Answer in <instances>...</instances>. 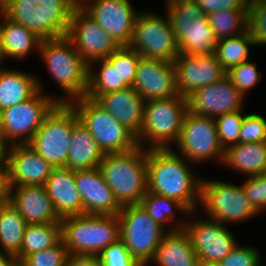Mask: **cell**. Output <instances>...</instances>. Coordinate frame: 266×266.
<instances>
[{"label": "cell", "instance_id": "obj_1", "mask_svg": "<svg viewBox=\"0 0 266 266\" xmlns=\"http://www.w3.org/2000/svg\"><path fill=\"white\" fill-rule=\"evenodd\" d=\"M183 160L173 149H147V192L174 199L193 213L202 179L195 178Z\"/></svg>", "mask_w": 266, "mask_h": 266}, {"label": "cell", "instance_id": "obj_2", "mask_svg": "<svg viewBox=\"0 0 266 266\" xmlns=\"http://www.w3.org/2000/svg\"><path fill=\"white\" fill-rule=\"evenodd\" d=\"M69 0H0V10L40 39L67 36L73 11Z\"/></svg>", "mask_w": 266, "mask_h": 266}, {"label": "cell", "instance_id": "obj_3", "mask_svg": "<svg viewBox=\"0 0 266 266\" xmlns=\"http://www.w3.org/2000/svg\"><path fill=\"white\" fill-rule=\"evenodd\" d=\"M99 169L121 206L140 204L147 193V150L143 146L105 154Z\"/></svg>", "mask_w": 266, "mask_h": 266}, {"label": "cell", "instance_id": "obj_4", "mask_svg": "<svg viewBox=\"0 0 266 266\" xmlns=\"http://www.w3.org/2000/svg\"><path fill=\"white\" fill-rule=\"evenodd\" d=\"M61 239L68 254L99 255L120 238L117 215L80 214L61 218Z\"/></svg>", "mask_w": 266, "mask_h": 266}, {"label": "cell", "instance_id": "obj_5", "mask_svg": "<svg viewBox=\"0 0 266 266\" xmlns=\"http://www.w3.org/2000/svg\"><path fill=\"white\" fill-rule=\"evenodd\" d=\"M38 50L54 80L71 97L68 103L86 96L89 64L67 36L44 39Z\"/></svg>", "mask_w": 266, "mask_h": 266}, {"label": "cell", "instance_id": "obj_6", "mask_svg": "<svg viewBox=\"0 0 266 266\" xmlns=\"http://www.w3.org/2000/svg\"><path fill=\"white\" fill-rule=\"evenodd\" d=\"M167 17L178 41L179 53L211 55L218 40L207 15L194 0H167Z\"/></svg>", "mask_w": 266, "mask_h": 266}, {"label": "cell", "instance_id": "obj_7", "mask_svg": "<svg viewBox=\"0 0 266 266\" xmlns=\"http://www.w3.org/2000/svg\"><path fill=\"white\" fill-rule=\"evenodd\" d=\"M187 112V97L181 95L145 102L138 145L147 140L149 149H172L170 142H177Z\"/></svg>", "mask_w": 266, "mask_h": 266}, {"label": "cell", "instance_id": "obj_8", "mask_svg": "<svg viewBox=\"0 0 266 266\" xmlns=\"http://www.w3.org/2000/svg\"><path fill=\"white\" fill-rule=\"evenodd\" d=\"M69 104L104 154L127 152L138 146L136 136L96 100L84 96Z\"/></svg>", "mask_w": 266, "mask_h": 266}, {"label": "cell", "instance_id": "obj_9", "mask_svg": "<svg viewBox=\"0 0 266 266\" xmlns=\"http://www.w3.org/2000/svg\"><path fill=\"white\" fill-rule=\"evenodd\" d=\"M41 92L39 89L26 101L0 111V138L7 147L28 144L50 112L59 103H68V99L52 98Z\"/></svg>", "mask_w": 266, "mask_h": 266}, {"label": "cell", "instance_id": "obj_10", "mask_svg": "<svg viewBox=\"0 0 266 266\" xmlns=\"http://www.w3.org/2000/svg\"><path fill=\"white\" fill-rule=\"evenodd\" d=\"M120 239L131 257L141 266L153 260L165 233V228L150 217L141 204L122 206L118 213Z\"/></svg>", "mask_w": 266, "mask_h": 266}, {"label": "cell", "instance_id": "obj_11", "mask_svg": "<svg viewBox=\"0 0 266 266\" xmlns=\"http://www.w3.org/2000/svg\"><path fill=\"white\" fill-rule=\"evenodd\" d=\"M128 46L142 57L165 62H173L179 55L176 34L167 15L164 20L151 12L137 15L132 39Z\"/></svg>", "mask_w": 266, "mask_h": 266}, {"label": "cell", "instance_id": "obj_12", "mask_svg": "<svg viewBox=\"0 0 266 266\" xmlns=\"http://www.w3.org/2000/svg\"><path fill=\"white\" fill-rule=\"evenodd\" d=\"M72 133V106L59 103L28 143L53 167H66Z\"/></svg>", "mask_w": 266, "mask_h": 266}, {"label": "cell", "instance_id": "obj_13", "mask_svg": "<svg viewBox=\"0 0 266 266\" xmlns=\"http://www.w3.org/2000/svg\"><path fill=\"white\" fill-rule=\"evenodd\" d=\"M201 204L209 219L224 224L254 217L258 212L249 202L241 186L223 181L202 180Z\"/></svg>", "mask_w": 266, "mask_h": 266}, {"label": "cell", "instance_id": "obj_14", "mask_svg": "<svg viewBox=\"0 0 266 266\" xmlns=\"http://www.w3.org/2000/svg\"><path fill=\"white\" fill-rule=\"evenodd\" d=\"M176 144L182 157L190 162L206 161L213 157L224 161L225 150L219 142L214 118L187 112Z\"/></svg>", "mask_w": 266, "mask_h": 266}, {"label": "cell", "instance_id": "obj_15", "mask_svg": "<svg viewBox=\"0 0 266 266\" xmlns=\"http://www.w3.org/2000/svg\"><path fill=\"white\" fill-rule=\"evenodd\" d=\"M67 37L89 65L107 58L120 47L117 41L81 8L73 11Z\"/></svg>", "mask_w": 266, "mask_h": 266}, {"label": "cell", "instance_id": "obj_16", "mask_svg": "<svg viewBox=\"0 0 266 266\" xmlns=\"http://www.w3.org/2000/svg\"><path fill=\"white\" fill-rule=\"evenodd\" d=\"M224 224L208 219L185 223L184 231L199 261L219 263L237 246L232 233Z\"/></svg>", "mask_w": 266, "mask_h": 266}, {"label": "cell", "instance_id": "obj_17", "mask_svg": "<svg viewBox=\"0 0 266 266\" xmlns=\"http://www.w3.org/2000/svg\"><path fill=\"white\" fill-rule=\"evenodd\" d=\"M244 96L227 75L218 82L194 90L187 96L188 112L204 117L242 110Z\"/></svg>", "mask_w": 266, "mask_h": 266}, {"label": "cell", "instance_id": "obj_18", "mask_svg": "<svg viewBox=\"0 0 266 266\" xmlns=\"http://www.w3.org/2000/svg\"><path fill=\"white\" fill-rule=\"evenodd\" d=\"M88 0L81 9L101 26L120 46L131 42L135 20L129 0Z\"/></svg>", "mask_w": 266, "mask_h": 266}, {"label": "cell", "instance_id": "obj_19", "mask_svg": "<svg viewBox=\"0 0 266 266\" xmlns=\"http://www.w3.org/2000/svg\"><path fill=\"white\" fill-rule=\"evenodd\" d=\"M176 86L181 96L187 97L194 90L214 84L227 75L214 54L191 55L179 53L173 61Z\"/></svg>", "mask_w": 266, "mask_h": 266}, {"label": "cell", "instance_id": "obj_20", "mask_svg": "<svg viewBox=\"0 0 266 266\" xmlns=\"http://www.w3.org/2000/svg\"><path fill=\"white\" fill-rule=\"evenodd\" d=\"M133 88L145 102L179 95L173 62L140 56Z\"/></svg>", "mask_w": 266, "mask_h": 266}, {"label": "cell", "instance_id": "obj_21", "mask_svg": "<svg viewBox=\"0 0 266 266\" xmlns=\"http://www.w3.org/2000/svg\"><path fill=\"white\" fill-rule=\"evenodd\" d=\"M6 160L11 187L45 185L54 168L28 144L8 146Z\"/></svg>", "mask_w": 266, "mask_h": 266}, {"label": "cell", "instance_id": "obj_22", "mask_svg": "<svg viewBox=\"0 0 266 266\" xmlns=\"http://www.w3.org/2000/svg\"><path fill=\"white\" fill-rule=\"evenodd\" d=\"M75 183L83 202L84 214L118 215L122 206L106 184L99 167L75 171Z\"/></svg>", "mask_w": 266, "mask_h": 266}, {"label": "cell", "instance_id": "obj_23", "mask_svg": "<svg viewBox=\"0 0 266 266\" xmlns=\"http://www.w3.org/2000/svg\"><path fill=\"white\" fill-rule=\"evenodd\" d=\"M9 203L27 224L61 222L44 185L11 187Z\"/></svg>", "mask_w": 266, "mask_h": 266}, {"label": "cell", "instance_id": "obj_24", "mask_svg": "<svg viewBox=\"0 0 266 266\" xmlns=\"http://www.w3.org/2000/svg\"><path fill=\"white\" fill-rule=\"evenodd\" d=\"M96 101L136 137L140 134L145 100L133 87L103 94Z\"/></svg>", "mask_w": 266, "mask_h": 266}, {"label": "cell", "instance_id": "obj_25", "mask_svg": "<svg viewBox=\"0 0 266 266\" xmlns=\"http://www.w3.org/2000/svg\"><path fill=\"white\" fill-rule=\"evenodd\" d=\"M44 186L60 218L84 214L75 183V171L67 167H54Z\"/></svg>", "mask_w": 266, "mask_h": 266}, {"label": "cell", "instance_id": "obj_26", "mask_svg": "<svg viewBox=\"0 0 266 266\" xmlns=\"http://www.w3.org/2000/svg\"><path fill=\"white\" fill-rule=\"evenodd\" d=\"M104 155L72 107V133L66 167L73 171L94 169L99 167Z\"/></svg>", "mask_w": 266, "mask_h": 266}, {"label": "cell", "instance_id": "obj_27", "mask_svg": "<svg viewBox=\"0 0 266 266\" xmlns=\"http://www.w3.org/2000/svg\"><path fill=\"white\" fill-rule=\"evenodd\" d=\"M185 223L179 222L163 236L153 259L157 266H198V255L184 231Z\"/></svg>", "mask_w": 266, "mask_h": 266}, {"label": "cell", "instance_id": "obj_28", "mask_svg": "<svg viewBox=\"0 0 266 266\" xmlns=\"http://www.w3.org/2000/svg\"><path fill=\"white\" fill-rule=\"evenodd\" d=\"M41 84L32 75L10 69H0V111L31 98Z\"/></svg>", "mask_w": 266, "mask_h": 266}, {"label": "cell", "instance_id": "obj_29", "mask_svg": "<svg viewBox=\"0 0 266 266\" xmlns=\"http://www.w3.org/2000/svg\"><path fill=\"white\" fill-rule=\"evenodd\" d=\"M223 164L249 177L266 173V142L238 143L228 147Z\"/></svg>", "mask_w": 266, "mask_h": 266}, {"label": "cell", "instance_id": "obj_30", "mask_svg": "<svg viewBox=\"0 0 266 266\" xmlns=\"http://www.w3.org/2000/svg\"><path fill=\"white\" fill-rule=\"evenodd\" d=\"M0 15L4 21L0 24L1 38L5 57L21 59L33 48L40 47V39L32 30L14 22L8 18L1 10Z\"/></svg>", "mask_w": 266, "mask_h": 266}, {"label": "cell", "instance_id": "obj_31", "mask_svg": "<svg viewBox=\"0 0 266 266\" xmlns=\"http://www.w3.org/2000/svg\"><path fill=\"white\" fill-rule=\"evenodd\" d=\"M26 227L27 223L10 203L0 206V245L18 261Z\"/></svg>", "mask_w": 266, "mask_h": 266}, {"label": "cell", "instance_id": "obj_32", "mask_svg": "<svg viewBox=\"0 0 266 266\" xmlns=\"http://www.w3.org/2000/svg\"><path fill=\"white\" fill-rule=\"evenodd\" d=\"M61 240V224H27L21 244L20 260L29 254L43 251Z\"/></svg>", "mask_w": 266, "mask_h": 266}, {"label": "cell", "instance_id": "obj_33", "mask_svg": "<svg viewBox=\"0 0 266 266\" xmlns=\"http://www.w3.org/2000/svg\"><path fill=\"white\" fill-rule=\"evenodd\" d=\"M252 44L254 41L247 30L245 33L219 40L213 54L222 67L228 71L249 60V45Z\"/></svg>", "mask_w": 266, "mask_h": 266}, {"label": "cell", "instance_id": "obj_34", "mask_svg": "<svg viewBox=\"0 0 266 266\" xmlns=\"http://www.w3.org/2000/svg\"><path fill=\"white\" fill-rule=\"evenodd\" d=\"M207 18L218 41L247 31V9L215 11Z\"/></svg>", "mask_w": 266, "mask_h": 266}, {"label": "cell", "instance_id": "obj_35", "mask_svg": "<svg viewBox=\"0 0 266 266\" xmlns=\"http://www.w3.org/2000/svg\"><path fill=\"white\" fill-rule=\"evenodd\" d=\"M100 63L102 65L97 73L93 72L92 65H89L86 96L94 100L103 94L119 90L117 64H110L106 59H101Z\"/></svg>", "mask_w": 266, "mask_h": 266}, {"label": "cell", "instance_id": "obj_36", "mask_svg": "<svg viewBox=\"0 0 266 266\" xmlns=\"http://www.w3.org/2000/svg\"><path fill=\"white\" fill-rule=\"evenodd\" d=\"M140 204L144 207L150 217L159 224L161 227H165V223H170L174 220V210L181 211L185 215H189L191 212L180 202L159 196L157 194L147 192L141 199ZM189 213V214H188Z\"/></svg>", "mask_w": 266, "mask_h": 266}, {"label": "cell", "instance_id": "obj_37", "mask_svg": "<svg viewBox=\"0 0 266 266\" xmlns=\"http://www.w3.org/2000/svg\"><path fill=\"white\" fill-rule=\"evenodd\" d=\"M110 64H117L119 74V90L133 87L136 79L140 54L129 46H120L105 58Z\"/></svg>", "mask_w": 266, "mask_h": 266}, {"label": "cell", "instance_id": "obj_38", "mask_svg": "<svg viewBox=\"0 0 266 266\" xmlns=\"http://www.w3.org/2000/svg\"><path fill=\"white\" fill-rule=\"evenodd\" d=\"M242 110L219 115L215 119L218 138L221 146L228 147L239 143V134L244 119Z\"/></svg>", "mask_w": 266, "mask_h": 266}, {"label": "cell", "instance_id": "obj_39", "mask_svg": "<svg viewBox=\"0 0 266 266\" xmlns=\"http://www.w3.org/2000/svg\"><path fill=\"white\" fill-rule=\"evenodd\" d=\"M247 30L254 44H266V0H249Z\"/></svg>", "mask_w": 266, "mask_h": 266}, {"label": "cell", "instance_id": "obj_40", "mask_svg": "<svg viewBox=\"0 0 266 266\" xmlns=\"http://www.w3.org/2000/svg\"><path fill=\"white\" fill-rule=\"evenodd\" d=\"M68 255L61 239L50 248L24 256L19 264L22 266H65Z\"/></svg>", "mask_w": 266, "mask_h": 266}, {"label": "cell", "instance_id": "obj_41", "mask_svg": "<svg viewBox=\"0 0 266 266\" xmlns=\"http://www.w3.org/2000/svg\"><path fill=\"white\" fill-rule=\"evenodd\" d=\"M227 77L245 97L246 91L257 84L261 75L256 69V63L247 60L228 70Z\"/></svg>", "mask_w": 266, "mask_h": 266}, {"label": "cell", "instance_id": "obj_42", "mask_svg": "<svg viewBox=\"0 0 266 266\" xmlns=\"http://www.w3.org/2000/svg\"><path fill=\"white\" fill-rule=\"evenodd\" d=\"M266 142V119L262 115H244L239 134V143Z\"/></svg>", "mask_w": 266, "mask_h": 266}, {"label": "cell", "instance_id": "obj_43", "mask_svg": "<svg viewBox=\"0 0 266 266\" xmlns=\"http://www.w3.org/2000/svg\"><path fill=\"white\" fill-rule=\"evenodd\" d=\"M98 257L102 266H141L131 257L124 242L120 238L105 248Z\"/></svg>", "mask_w": 266, "mask_h": 266}, {"label": "cell", "instance_id": "obj_44", "mask_svg": "<svg viewBox=\"0 0 266 266\" xmlns=\"http://www.w3.org/2000/svg\"><path fill=\"white\" fill-rule=\"evenodd\" d=\"M242 187L249 202L260 213L266 209V173L257 176H248Z\"/></svg>", "mask_w": 266, "mask_h": 266}, {"label": "cell", "instance_id": "obj_45", "mask_svg": "<svg viewBox=\"0 0 266 266\" xmlns=\"http://www.w3.org/2000/svg\"><path fill=\"white\" fill-rule=\"evenodd\" d=\"M220 266H259L260 255L256 248L250 246H237L223 260Z\"/></svg>", "mask_w": 266, "mask_h": 266}, {"label": "cell", "instance_id": "obj_46", "mask_svg": "<svg viewBox=\"0 0 266 266\" xmlns=\"http://www.w3.org/2000/svg\"><path fill=\"white\" fill-rule=\"evenodd\" d=\"M205 15L221 10L247 9L249 0H194Z\"/></svg>", "mask_w": 266, "mask_h": 266}, {"label": "cell", "instance_id": "obj_47", "mask_svg": "<svg viewBox=\"0 0 266 266\" xmlns=\"http://www.w3.org/2000/svg\"><path fill=\"white\" fill-rule=\"evenodd\" d=\"M10 175L7 160L0 164V206L10 202Z\"/></svg>", "mask_w": 266, "mask_h": 266}, {"label": "cell", "instance_id": "obj_48", "mask_svg": "<svg viewBox=\"0 0 266 266\" xmlns=\"http://www.w3.org/2000/svg\"><path fill=\"white\" fill-rule=\"evenodd\" d=\"M65 266H102L98 255L69 254Z\"/></svg>", "mask_w": 266, "mask_h": 266}, {"label": "cell", "instance_id": "obj_49", "mask_svg": "<svg viewBox=\"0 0 266 266\" xmlns=\"http://www.w3.org/2000/svg\"><path fill=\"white\" fill-rule=\"evenodd\" d=\"M18 263L15 256L0 251V266H16Z\"/></svg>", "mask_w": 266, "mask_h": 266}, {"label": "cell", "instance_id": "obj_50", "mask_svg": "<svg viewBox=\"0 0 266 266\" xmlns=\"http://www.w3.org/2000/svg\"><path fill=\"white\" fill-rule=\"evenodd\" d=\"M6 150L7 146L4 144L3 140L0 138V164L6 160Z\"/></svg>", "mask_w": 266, "mask_h": 266}, {"label": "cell", "instance_id": "obj_51", "mask_svg": "<svg viewBox=\"0 0 266 266\" xmlns=\"http://www.w3.org/2000/svg\"><path fill=\"white\" fill-rule=\"evenodd\" d=\"M76 8H81L88 0H69Z\"/></svg>", "mask_w": 266, "mask_h": 266}, {"label": "cell", "instance_id": "obj_52", "mask_svg": "<svg viewBox=\"0 0 266 266\" xmlns=\"http://www.w3.org/2000/svg\"><path fill=\"white\" fill-rule=\"evenodd\" d=\"M4 58H5V54H4V50H3L2 38H1V30H0V64H1L2 60H4Z\"/></svg>", "mask_w": 266, "mask_h": 266}, {"label": "cell", "instance_id": "obj_53", "mask_svg": "<svg viewBox=\"0 0 266 266\" xmlns=\"http://www.w3.org/2000/svg\"><path fill=\"white\" fill-rule=\"evenodd\" d=\"M198 266H220L219 263H210L205 261H199Z\"/></svg>", "mask_w": 266, "mask_h": 266}]
</instances>
